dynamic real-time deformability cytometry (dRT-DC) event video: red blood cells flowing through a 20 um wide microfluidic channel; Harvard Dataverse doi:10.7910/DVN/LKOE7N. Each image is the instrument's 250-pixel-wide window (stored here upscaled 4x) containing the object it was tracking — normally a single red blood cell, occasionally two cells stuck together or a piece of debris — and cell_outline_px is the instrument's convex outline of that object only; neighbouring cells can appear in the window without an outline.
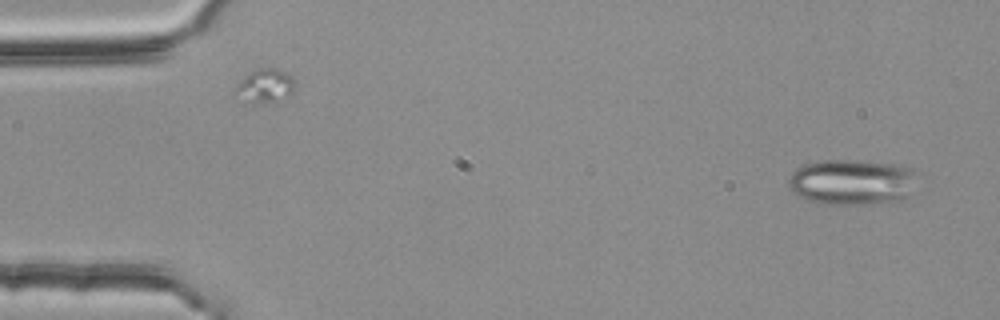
{"species": "common noctule bat (a hibernating species)", "species_latin": "Nyctalus noctula", "temperature_condition": "room temperature", "stored_images_in_passage": 4, "camera_frame_rate_fps": 3000, "um_per_image_px": 0.085, "animal": {"sex": "female", "body_mass_g": 25.1}, "frame": {"image": 1, "passage_image": 1, "time_ms": 0.0, "image_size_px": [1000, 320], "cell_outline_px": [[920, 172], [908, 196], [900, 200], [860, 204], [820, 204], [808, 200], [792, 192], [788, 184], [788, 180], [792, 172], [796, 168], [804, 164], [824, 160], [852, 160], [892, 164], [912, 168]], "centroid_in_image_um": [72.42, 15.47], "position_along_channel_um": 12.6, "area_um2": 34.33}}